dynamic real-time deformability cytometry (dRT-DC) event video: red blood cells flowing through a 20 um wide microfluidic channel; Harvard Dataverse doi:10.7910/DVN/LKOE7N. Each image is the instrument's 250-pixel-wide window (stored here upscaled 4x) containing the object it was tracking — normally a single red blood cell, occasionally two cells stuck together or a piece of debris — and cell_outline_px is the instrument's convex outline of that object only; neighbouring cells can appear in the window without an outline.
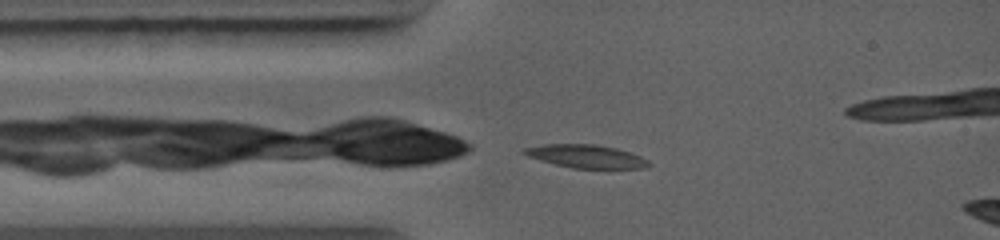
{"species": "common noctule bat (a hibernating species)", "species_latin": "Nyctalus noctula", "temperature_condition": "warm", "stored_images_in_passage": 7, "camera_frame_rate_fps": 5000, "um_per_image_px": 0.085, "animal": {"sex": "female", "body_mass_g": 19.0, "forearm_length_mm": 56.7}, "frame": {"image": 1, "passage_image": 1, "time_ms": 0.0, "image_size_px": [1000, 240], "cell_outline_px": [[652, 164], [648, 168], [572, 168], [540, 160], [528, 156], [520, 152], [520, 148], [544, 144], [596, 144], [616, 148], [640, 156], [648, 160]], "centroid_in_image_um": [49.79, 13.28], "position_along_channel_um": 35.2, "area_um2": 16.88}}